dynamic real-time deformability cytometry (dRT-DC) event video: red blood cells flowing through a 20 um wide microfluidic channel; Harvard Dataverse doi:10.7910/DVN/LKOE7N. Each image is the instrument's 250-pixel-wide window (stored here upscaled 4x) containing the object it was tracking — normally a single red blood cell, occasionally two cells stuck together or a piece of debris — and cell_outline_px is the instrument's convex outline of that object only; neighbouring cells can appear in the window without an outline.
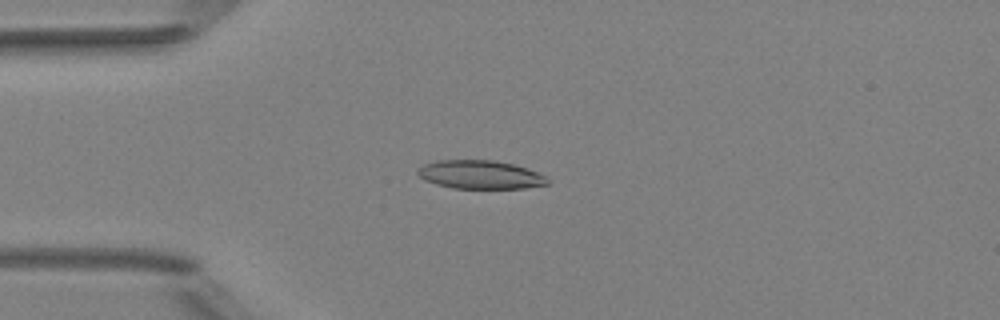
{"species": "Egyptian fruit bat (a non-hibernating species)", "species_latin": "Rousettus aegyptiacus", "temperature_condition": "room temperature", "stored_images_in_passage": 8, "camera_frame_rate_fps": 3000, "um_per_image_px": 0.085, "animal": {"sex": "female"}, "frame": {"image": 1, "passage_image": 4, "time_ms": 3.667, "image_size_px": [1000, 320], "cell_outline_px": [[548, 184], [524, 188], [452, 188], [436, 184], [424, 180], [416, 172], [416, 168], [424, 164], [436, 160], [492, 160], [512, 164], [528, 168], [548, 176]], "centroid_in_image_um": [40.81, 14.84], "position_along_channel_um": 44.2, "area_um2": 21.68}}
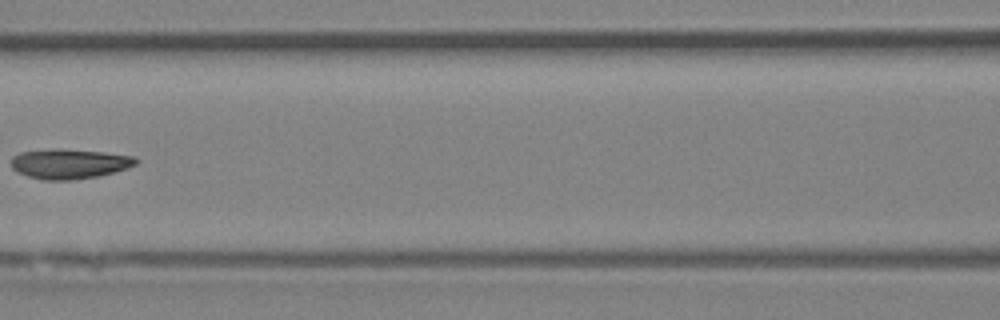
{"frame": {"image": 2, "passage_image": 7, "time_ms": 7.0, "image_size_px": [1000, 320], "cell_outline_px": [[140, 160], [136, 164], [128, 168], [96, 176], [72, 180], [44, 180], [28, 176], [12, 168], [12, 156], [20, 152], [56, 148], [104, 152], [136, 156]], "centroid_in_image_um": [5.92, 13.91], "position_along_channel_um": 160.7, "area_um2": 21.68}}
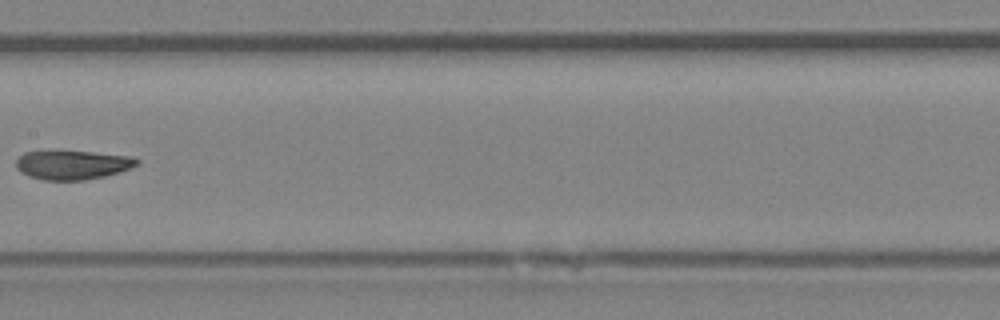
{"frame": {"image": 3, "passage_image": 8, "time_ms": 8.0, "image_size_px": [1000, 320], "cell_outline_px": [[140, 160], [132, 168], [120, 172], [104, 176], [84, 180], [44, 180], [28, 176], [20, 172], [16, 168], [16, 160], [24, 152], [92, 152], [132, 156]], "centroid_in_image_um": [6.17, 14.03], "position_along_channel_um": 201.2, "area_um2": 20.29}}